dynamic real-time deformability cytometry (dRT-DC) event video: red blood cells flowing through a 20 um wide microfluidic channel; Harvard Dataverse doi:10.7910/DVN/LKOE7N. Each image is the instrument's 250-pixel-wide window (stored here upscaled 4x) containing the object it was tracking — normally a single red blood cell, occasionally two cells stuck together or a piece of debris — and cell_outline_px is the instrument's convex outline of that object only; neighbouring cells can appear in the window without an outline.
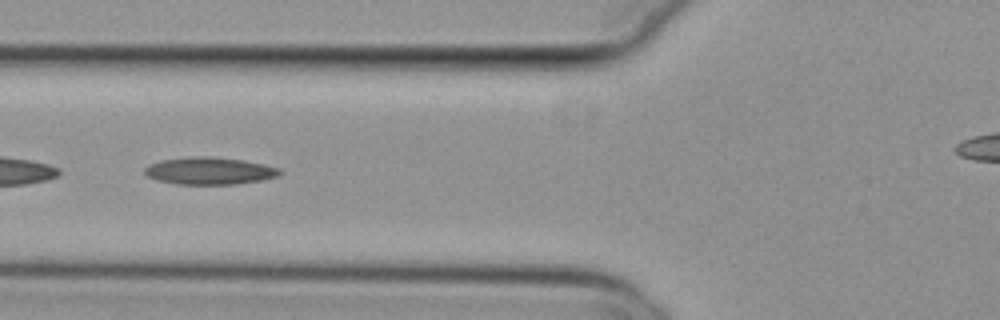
{"species": "common noctule bat (a hibernating species)", "species_latin": "Nyctalus noctula", "temperature_condition": "cold", "stored_images_in_passage": 50, "camera_frame_rate_fps": 3000, "um_per_image_px": 0.085, "animal": {"sex": "female", "body_mass_g": 29.2, "forearm_length_mm": 56.3}, "frame": {"image": 1, "passage_image": 22, "time_ms": 7.0, "image_size_px": [1000, 320], "cell_outline_px": [[284, 172], [280, 176], [260, 180], [236, 184], [176, 184], [156, 180], [148, 176], [144, 172], [144, 168], [148, 164], [164, 160], [196, 156], [208, 156], [244, 160], [264, 164], [280, 168]], "centroid_in_image_um": [17.84, 14.52], "position_along_channel_um": 108.0, "area_um2": 21.5}}
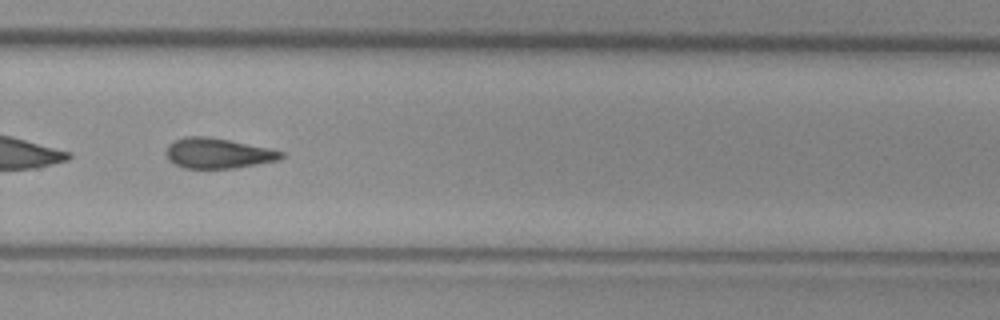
{"frame": {"image": 2, "passage_image": 38, "time_ms": 12.333, "image_size_px": [1000, 320], "cell_outline_px": [[284, 156], [280, 160], [236, 168], [184, 168], [168, 160], [164, 152], [168, 144], [184, 136], [208, 136], [272, 148], [284, 152]], "centroid_in_image_um": [18.54, 13.02], "position_along_channel_um": 311.3, "area_um2": 20.58}}
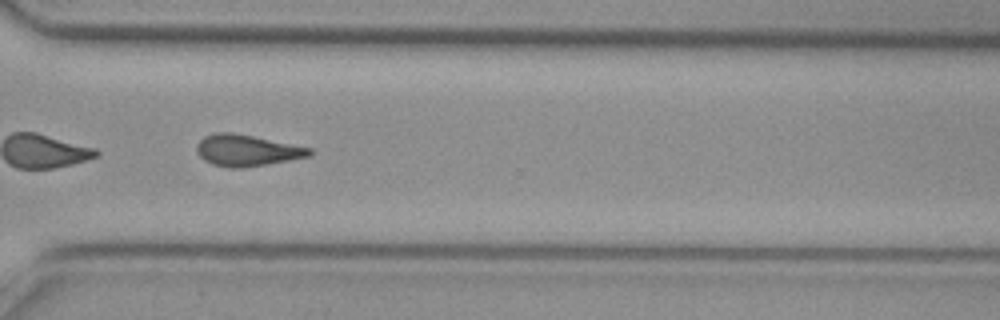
{"frame": {"image": 3, "passage_image": 41, "time_ms": 13.333, "image_size_px": [1000, 320], "cell_outline_px": [[312, 156], [268, 164], [244, 168], [228, 168], [212, 164], [204, 160], [200, 156], [196, 148], [196, 144], [204, 136], [216, 132], [232, 132], [312, 148]], "centroid_in_image_um": [20.98, 12.79], "position_along_channel_um": 349.6, "area_um2": 20.69}}